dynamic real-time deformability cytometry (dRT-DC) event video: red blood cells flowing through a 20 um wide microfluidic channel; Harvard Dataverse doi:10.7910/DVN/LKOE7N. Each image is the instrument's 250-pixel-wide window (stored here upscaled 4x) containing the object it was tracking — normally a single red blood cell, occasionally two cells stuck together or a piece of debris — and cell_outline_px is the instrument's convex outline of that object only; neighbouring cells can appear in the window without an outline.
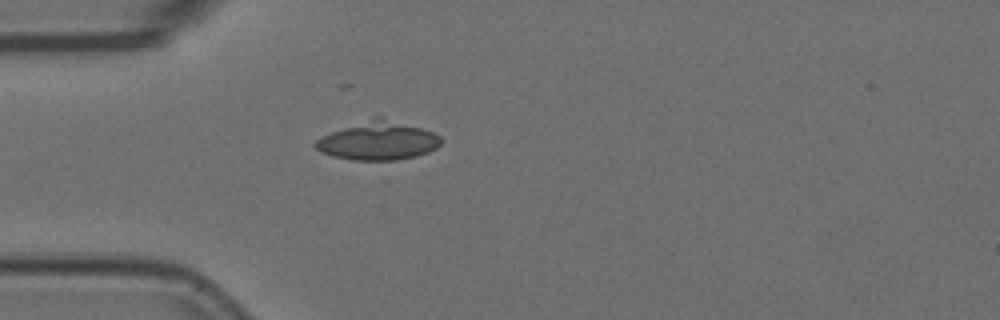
{"species": "Egyptian fruit bat (a non-hibernating species)", "species_latin": "Rousettus aegyptiacus", "temperature_condition": "room temperature", "stored_images_in_passage": 3, "camera_frame_rate_fps": 3000, "um_per_image_px": 0.085, "animal": {"sex": "female"}, "frame": {"image": 1, "passage_image": 3, "time_ms": 0.667, "image_size_px": [1000, 320], "cell_outline_px": [[444, 140], [436, 148], [428, 152], [416, 156], [396, 160], [352, 160], [332, 156], [320, 152], [312, 144], [316, 140], [332, 132], [372, 116], [380, 116], [420, 128], [432, 132], [440, 136]], "centroid_in_image_um": [32.13, 11.96], "position_along_channel_um": 52.9, "area_um2": 28.15}}